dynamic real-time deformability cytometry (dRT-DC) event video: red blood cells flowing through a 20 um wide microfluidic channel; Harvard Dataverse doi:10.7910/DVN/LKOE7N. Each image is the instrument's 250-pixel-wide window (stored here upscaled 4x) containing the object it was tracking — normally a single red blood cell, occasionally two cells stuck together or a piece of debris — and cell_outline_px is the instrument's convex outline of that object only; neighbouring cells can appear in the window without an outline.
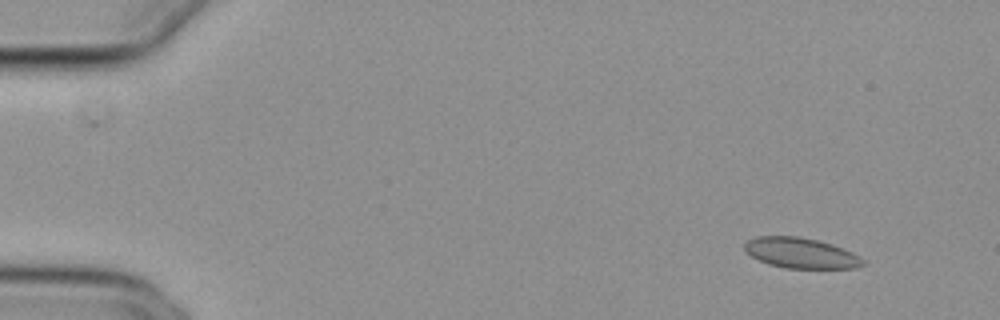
{"species": "common noctule bat (a hibernating species)", "species_latin": "Nyctalus noctula", "temperature_condition": "cold", "stored_images_in_passage": 12, "camera_frame_rate_fps": 3000, "um_per_image_px": 0.085, "animal": {"sex": "female", "body_mass_g": 29.2, "forearm_length_mm": 56.3}, "frame": {"image": 1, "passage_image": 2, "time_ms": 0.333, "image_size_px": [1000, 320], "cell_outline_px": [[864, 264], [856, 268], [784, 268], [768, 264], [752, 256], [744, 248], [744, 244], [748, 240], [756, 236], [800, 236], [832, 244], [844, 248], [860, 256], [864, 260]], "centroid_in_image_um": [68.09, 21.5], "position_along_channel_um": 16.9, "area_um2": 20.98}}